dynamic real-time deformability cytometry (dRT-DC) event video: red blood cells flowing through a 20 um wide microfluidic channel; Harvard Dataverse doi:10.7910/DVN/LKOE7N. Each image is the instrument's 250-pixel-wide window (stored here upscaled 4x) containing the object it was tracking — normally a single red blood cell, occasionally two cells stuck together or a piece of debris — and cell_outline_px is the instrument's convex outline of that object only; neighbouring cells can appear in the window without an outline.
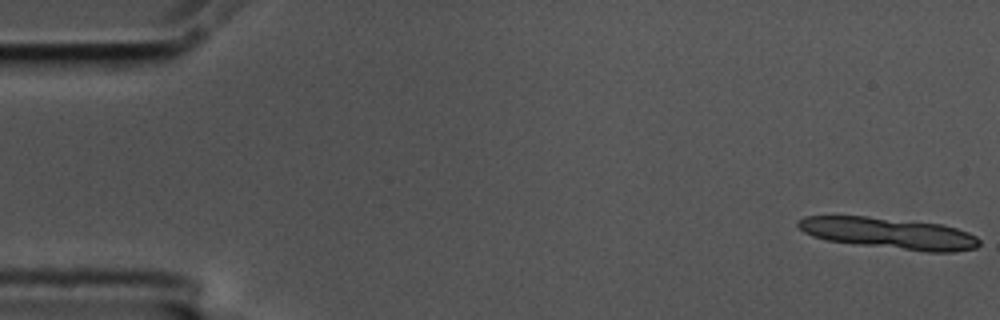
{"species": "common noctule bat (a hibernating species)", "species_latin": "Nyctalus noctula", "temperature_condition": "cold", "stored_images_in_passage": 11, "camera_frame_rate_fps": 3000, "um_per_image_px": 0.085, "animal": {"sex": "male", "body_mass_g": 17.5, "forearm_length_mm": 52.3}, "frame": {"image": 1, "passage_image": 1, "time_ms": 0.0, "image_size_px": [1000, 320], "cell_outline_px": [[980, 244], [976, 248], [952, 252], [928, 252], [856, 244], [828, 240], [812, 236], [804, 232], [796, 224], [796, 220], [804, 216], [868, 216], [944, 224], [968, 232], [976, 236], [980, 240]], "centroid_in_image_um": [75.58, 19.82], "position_along_channel_um": 9.4, "area_um2": 33.12}}